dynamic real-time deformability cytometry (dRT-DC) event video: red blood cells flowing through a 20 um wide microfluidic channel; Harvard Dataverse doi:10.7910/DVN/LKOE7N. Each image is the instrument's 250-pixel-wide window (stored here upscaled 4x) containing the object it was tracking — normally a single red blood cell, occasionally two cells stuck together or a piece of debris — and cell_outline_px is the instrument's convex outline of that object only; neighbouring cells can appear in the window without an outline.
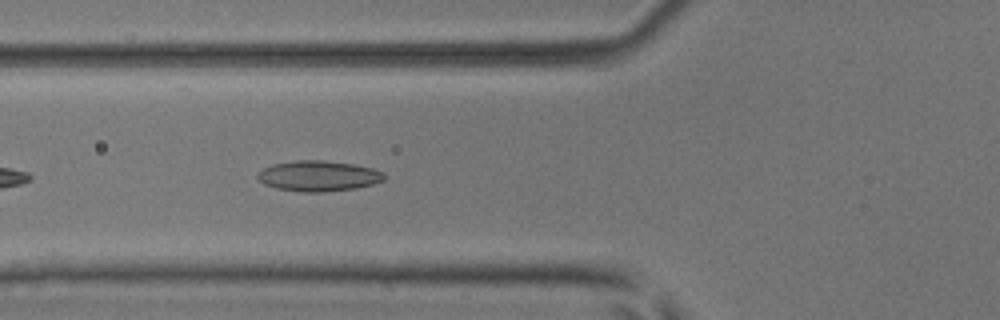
{"species": "common noctule bat (a hibernating species)", "species_latin": "Nyctalus noctula", "temperature_condition": "room temperature", "stored_images_in_passage": 37, "camera_frame_rate_fps": 3000, "um_per_image_px": 0.085, "animal": {"sex": "male", "body_mass_g": 17.9, "forearm_length_mm": 54.2}, "frame": {"image": 1, "passage_image": 6, "time_ms": 1.667, "image_size_px": [1000, 320], "cell_outline_px": [[384, 180], [372, 184], [356, 188], [324, 192], [304, 192], [276, 188], [264, 184], [256, 176], [264, 168], [272, 164], [296, 160], [324, 160], [352, 164], [372, 168], [384, 172]], "centroid_in_image_um": [27.07, 14.95], "position_along_channel_um": 98.7, "area_um2": 22.43}, "authors_computed_cell_mechanics": {"area_um2": 20.3456, "velocity_mm_per_s": 3.8763, "shape_relaxation_time_tau1_ms": 8.3013, "shape_relaxation_time_tau2_ms": 1.5328, "deformation_change_tau1": 0.16, "deformation_change_tau2": 0.0783}}